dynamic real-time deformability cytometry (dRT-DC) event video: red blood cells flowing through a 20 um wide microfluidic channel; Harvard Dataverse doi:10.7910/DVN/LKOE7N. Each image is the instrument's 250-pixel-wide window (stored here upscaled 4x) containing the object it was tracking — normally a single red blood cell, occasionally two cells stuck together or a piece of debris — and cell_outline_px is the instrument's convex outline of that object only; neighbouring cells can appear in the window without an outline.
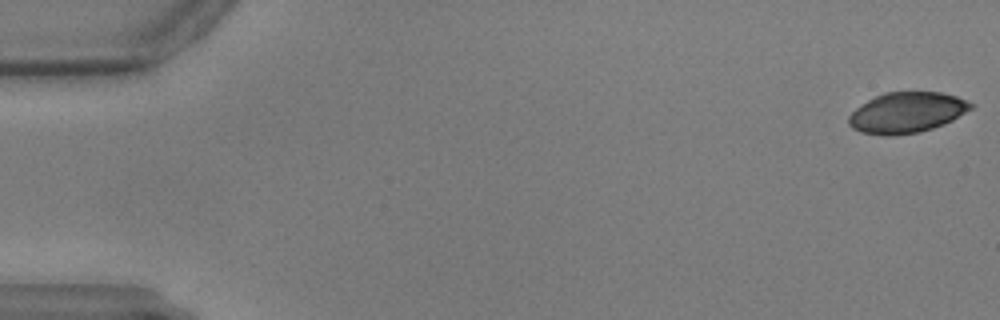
{"species": "common noctule bat (a hibernating species)", "species_latin": "Nyctalus noctula", "temperature_condition": "warm", "stored_images_in_passage": 13, "camera_frame_rate_fps": 3000, "um_per_image_px": 0.085, "animal": {"sex": "male", "body_mass_g": 17.9, "forearm_length_mm": 54.2}, "frame": {"image": 1, "passage_image": 1, "time_ms": 0.0, "image_size_px": [1000, 320], "cell_outline_px": [[976, 104], [972, 108], [952, 120], [944, 124], [920, 132], [892, 136], [888, 136], [860, 132], [852, 128], [848, 124], [848, 116], [856, 108], [868, 100], [884, 92], [940, 92], [956, 96]], "centroid_in_image_um": [77.07, 9.57], "position_along_channel_um": 7.9, "area_um2": 28.96}}